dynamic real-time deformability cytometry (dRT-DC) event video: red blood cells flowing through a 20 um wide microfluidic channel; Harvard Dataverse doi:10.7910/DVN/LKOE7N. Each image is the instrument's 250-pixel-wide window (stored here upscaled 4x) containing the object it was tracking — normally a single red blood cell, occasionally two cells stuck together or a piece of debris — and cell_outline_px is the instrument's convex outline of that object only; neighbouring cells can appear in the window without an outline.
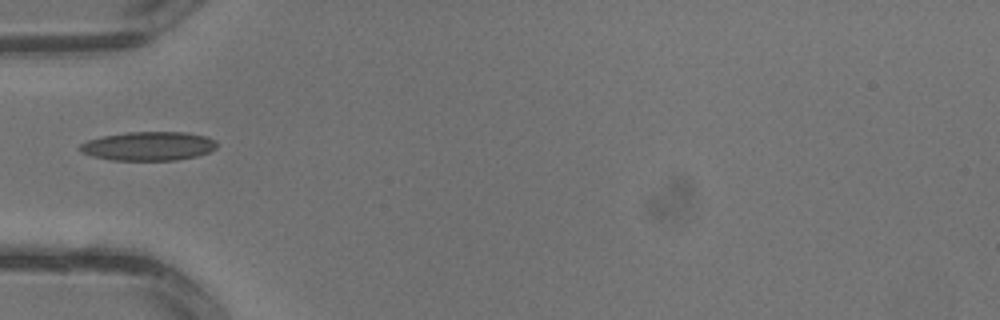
{"species": "common noctule bat (a hibernating species)", "species_latin": "Nyctalus noctula", "temperature_condition": "warm", "stored_images_in_passage": 2, "camera_frame_rate_fps": 3000, "um_per_image_px": 0.085, "animal": {"sex": "male", "body_mass_g": 13.3}, "frame": {"image": 1, "passage_image": 2, "time_ms": 0.333, "image_size_px": [1000, 320], "cell_outline_px": [[216, 148], [208, 152], [196, 156], [176, 160], [112, 160], [92, 156], [80, 152], [76, 148], [80, 144], [88, 140], [100, 136], [128, 132], [184, 132], [208, 136], [216, 140]], "centroid_in_image_um": [12.59, 12.41], "position_along_channel_um": 72.4, "area_um2": 23.24}}